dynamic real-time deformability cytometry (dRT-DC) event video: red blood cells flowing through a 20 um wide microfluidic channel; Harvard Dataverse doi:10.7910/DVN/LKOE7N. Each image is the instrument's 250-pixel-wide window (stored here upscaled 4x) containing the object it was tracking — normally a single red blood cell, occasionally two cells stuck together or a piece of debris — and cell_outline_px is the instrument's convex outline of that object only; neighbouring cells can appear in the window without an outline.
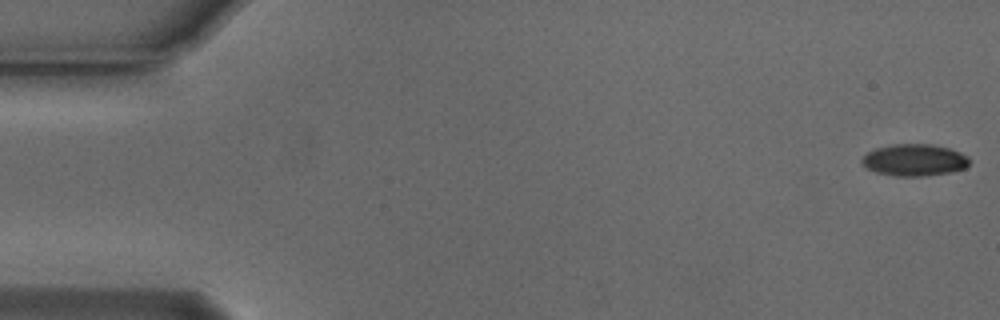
{"species": "Egyptian fruit bat (a non-hibernating species)", "species_latin": "Rousettus aegyptiacus", "temperature_condition": "cold", "stored_images_in_passage": 54, "camera_frame_rate_fps": 3000, "um_per_image_px": 0.085, "animal": {"sex": "male"}, "frame": {"image": 1, "passage_image": 1, "time_ms": 0.0, "image_size_px": [1000, 320], "cell_outline_px": [[968, 164], [964, 168], [952, 172], [928, 176], [896, 176], [876, 172], [864, 168], [860, 160], [868, 152], [876, 148], [892, 144], [932, 144], [948, 148], [960, 152], [968, 156]], "centroid_in_image_um": [77.7, 13.61], "position_along_channel_um": 7.3, "area_um2": 20.06}}
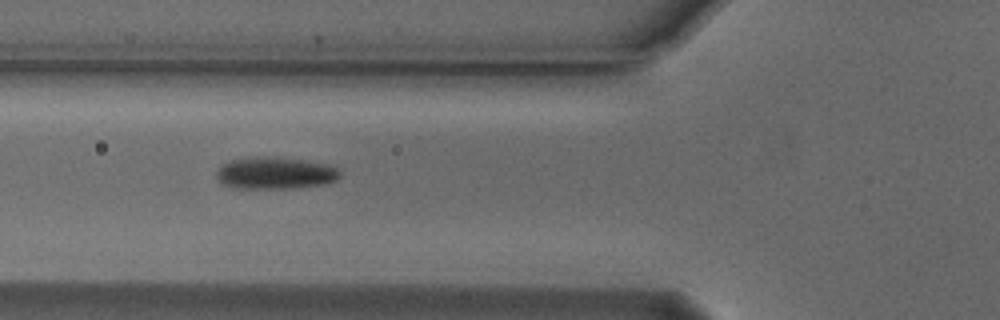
{"frame": {"image": 2, "passage_image": 20, "time_ms": 6.333, "image_size_px": [1000, 320], "cell_outline_px": [[340, 176], [336, 180], [324, 184], [292, 188], [236, 188], [220, 184], [216, 176], [216, 172], [224, 164], [232, 160], [260, 156], [304, 160], [328, 164], [336, 168], [340, 172]], "centroid_in_image_um": [23.38, 14.72], "position_along_channel_um": 102.4, "area_um2": 22.83}}
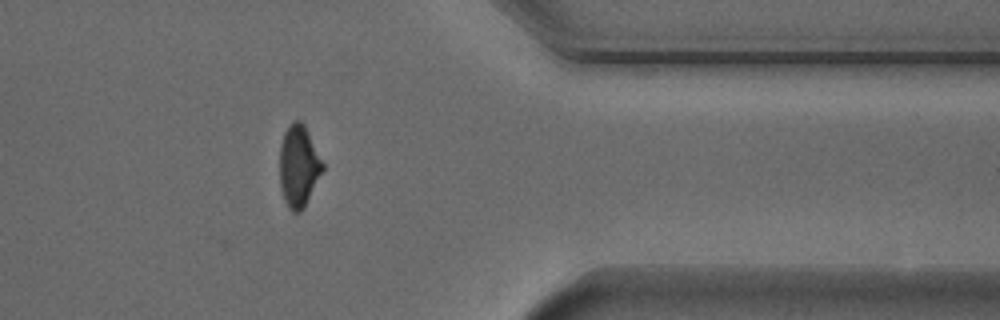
{"frame": {"image": 3, "passage_image": 44, "time_ms": 14.333, "image_size_px": [1000, 320], "cell_outline_px": [[324, 168], [304, 208], [300, 212], [292, 212], [288, 208], [284, 200], [280, 188], [280, 144], [284, 132], [288, 124], [292, 120], [300, 120], [304, 124], [324, 164]], "centroid_in_image_um": [25.37, 14.11], "position_along_channel_um": 386.0, "area_um2": 20.58}, "authors_computed_cell_mechanics": {"area_um2": 21.0681, "velocity_mm_per_s": 3.7643, "shape_relaxation_time_tau1_ms": 2.7933, "shape_relaxation_time_tau2_ms": 3.2987, "deformation_change_tau1": 0.1296, "deformation_change_tau2": 0.0667}}